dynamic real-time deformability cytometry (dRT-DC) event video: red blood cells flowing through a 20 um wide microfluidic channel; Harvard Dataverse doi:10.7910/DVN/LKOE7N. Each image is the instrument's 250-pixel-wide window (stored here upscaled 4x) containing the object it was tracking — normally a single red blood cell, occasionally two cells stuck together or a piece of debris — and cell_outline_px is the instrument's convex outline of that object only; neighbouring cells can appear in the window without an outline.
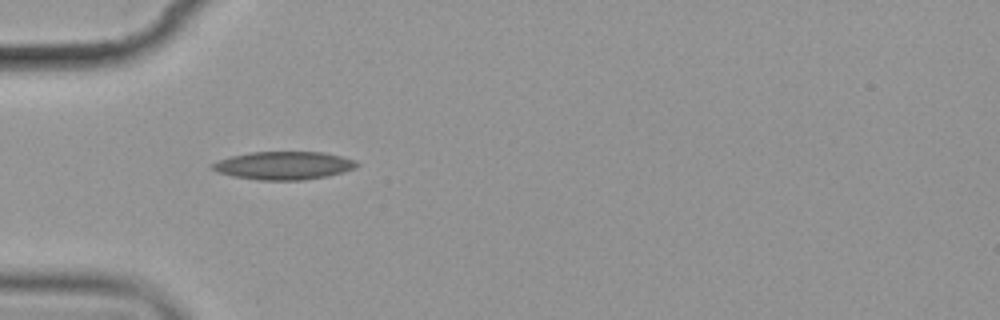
{"species": "common noctule bat (a hibernating species)", "species_latin": "Nyctalus noctula", "temperature_condition": "cold", "stored_images_in_passage": 3, "camera_frame_rate_fps": 3000, "um_per_image_px": 0.085, "animal": {"sex": "female", "body_mass_g": 19.9}, "frame": {"image": 1, "passage_image": 1, "time_ms": 0.0, "image_size_px": [1000, 320], "cell_outline_px": [[360, 164], [356, 168], [344, 172], [328, 176], [304, 180], [256, 180], [232, 176], [216, 172], [208, 168], [208, 164], [232, 156], [248, 152], [324, 152], [356, 160]], "centroid_in_image_um": [24.09, 14.07], "position_along_channel_um": 60.9, "area_um2": 23.99}}
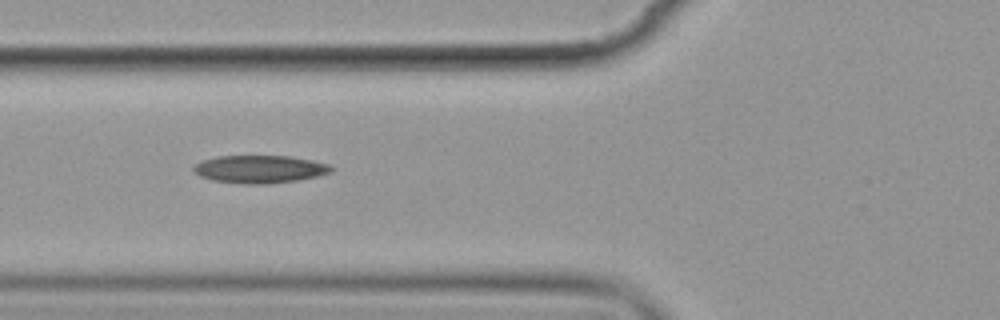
{"frame": {"image": 2, "passage_image": 2, "time_ms": 1.333, "image_size_px": [1000, 320], "cell_outline_px": [[336, 168], [332, 172], [300, 180], [268, 184], [244, 184], [212, 180], [200, 176], [192, 172], [192, 168], [196, 164], [204, 160], [216, 156], [288, 156], [312, 160], [328, 164]], "centroid_in_image_um": [22.09, 14.38], "position_along_channel_um": 103.7, "area_um2": 22.43}}
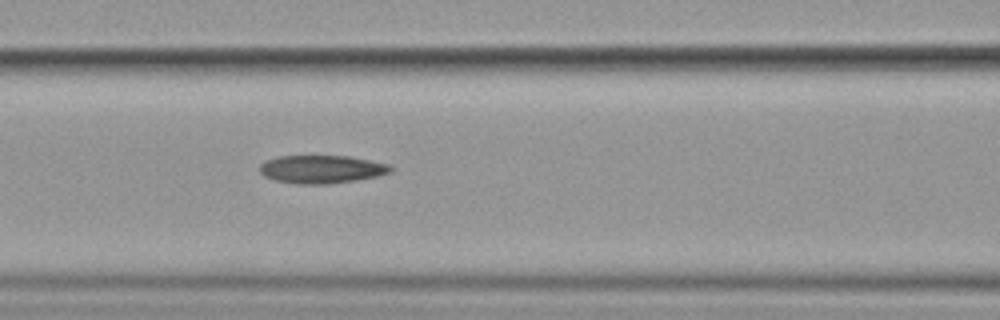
{"frame": {"image": 3, "passage_image": 3, "time_ms": 2.333, "image_size_px": [1000, 320], "cell_outline_px": [[392, 172], [376, 176], [356, 180], [328, 184], [296, 184], [276, 180], [264, 176], [260, 172], [260, 164], [264, 160], [276, 156], [348, 156], [388, 164], [392, 168]], "centroid_in_image_um": [27.29, 14.38], "position_along_channel_um": 139.3, "area_um2": 21.39}}